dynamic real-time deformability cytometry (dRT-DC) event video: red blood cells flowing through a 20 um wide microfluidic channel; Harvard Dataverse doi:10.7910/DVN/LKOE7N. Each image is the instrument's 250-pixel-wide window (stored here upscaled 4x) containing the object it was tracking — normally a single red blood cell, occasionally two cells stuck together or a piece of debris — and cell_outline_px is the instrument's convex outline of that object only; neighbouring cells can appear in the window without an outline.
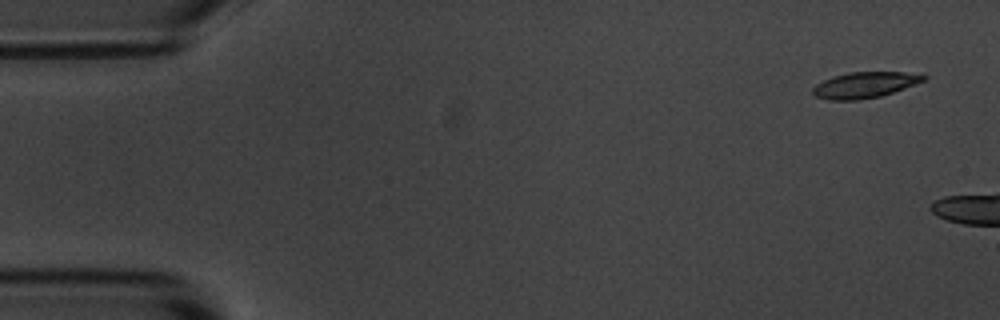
{"species": "common noctule bat (a hibernating species)", "species_latin": "Nyctalus noctula", "temperature_condition": "room temperature", "stored_images_in_passage": 3, "camera_frame_rate_fps": 3000, "um_per_image_px": 0.085, "animal": {"sex": "male", "body_mass_g": 20.1, "forearm_length_mm": 53.5}, "frame": {"image": 1, "passage_image": 1, "time_ms": 0.0, "image_size_px": [1000, 320], "cell_outline_px": [[928, 76], [924, 80], [892, 92], [880, 96], [860, 100], [828, 100], [816, 96], [812, 92], [812, 88], [816, 84], [832, 76], [848, 72], [904, 72]], "centroid_in_image_um": [73.43, 7.22], "position_along_channel_um": 11.6, "area_um2": 16.53}}